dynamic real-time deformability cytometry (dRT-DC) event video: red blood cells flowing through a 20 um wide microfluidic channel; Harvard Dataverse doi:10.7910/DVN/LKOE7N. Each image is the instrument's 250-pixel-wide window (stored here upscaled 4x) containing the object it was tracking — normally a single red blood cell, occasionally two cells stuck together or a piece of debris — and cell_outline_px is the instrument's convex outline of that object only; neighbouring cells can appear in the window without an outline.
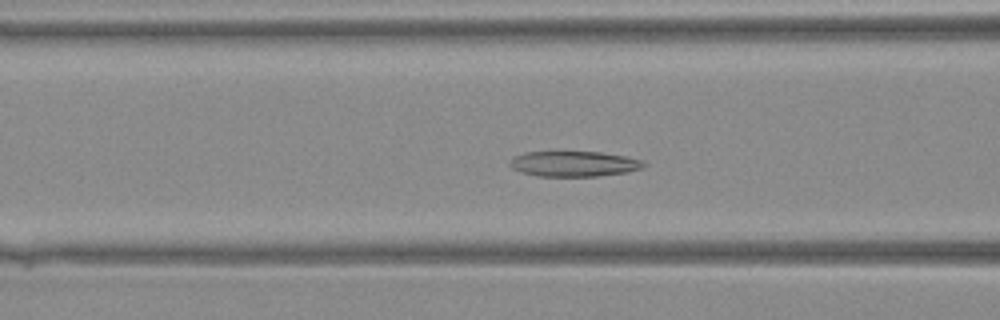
{"species": "Egyptian fruit bat (a non-hibernating species)", "species_latin": "Rousettus aegyptiacus", "temperature_condition": "warm", "stored_images_in_passage": 30, "camera_frame_rate_fps": 3000, "um_per_image_px": 0.085, "animal": {"sex": "female"}, "frame": {"image": 1, "passage_image": 4, "time_ms": 1.0, "image_size_px": [1000, 320], "cell_outline_px": [[648, 164], [640, 168], [628, 172], [596, 176], [540, 176], [520, 172], [512, 168], [508, 164], [508, 160], [512, 156], [524, 152], [600, 152], [624, 156], [644, 160]], "centroid_in_image_um": [48.75, 13.92], "position_along_channel_um": 117.9, "area_um2": 19.94}}
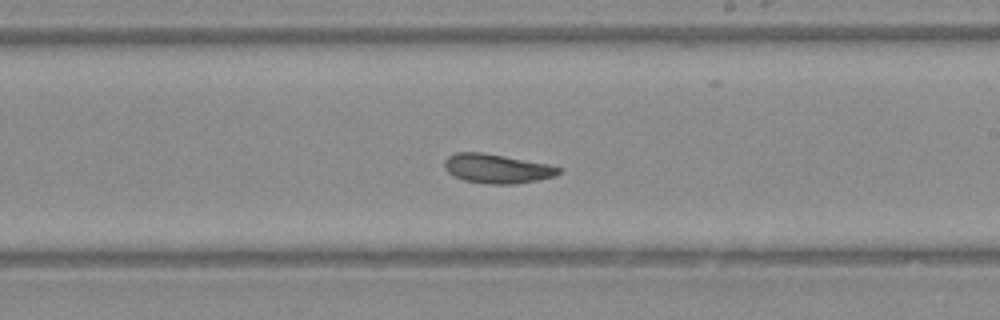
{"frame": {"image": 2, "passage_image": 12, "time_ms": 3.667, "image_size_px": [1000, 320], "cell_outline_px": [[560, 172], [556, 176], [516, 184], [488, 184], [464, 180], [448, 172], [444, 168], [444, 160], [448, 156], [456, 152], [484, 152], [548, 164], [560, 168]], "centroid_in_image_um": [42.22, 14.32], "position_along_channel_um": 246.8, "area_um2": 19.42}}
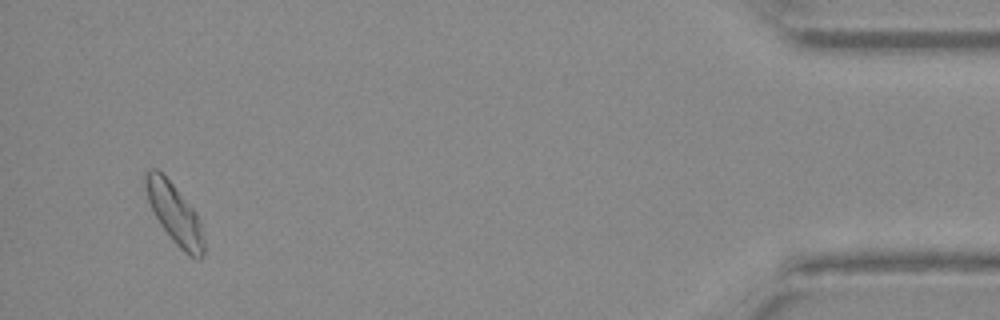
{"frame": {"image": 3, "passage_image": 27, "time_ms": 8.667, "image_size_px": [1000, 320], "cell_outline_px": [[204, 256], [200, 260], [196, 260], [188, 256], [172, 240], [160, 224], [148, 200], [144, 184], [144, 172], [148, 168], [156, 168], [172, 184], [196, 212], [200, 220], [204, 240]], "centroid_in_image_um": [14.85, 18.19], "position_along_channel_um": 420.3, "area_um2": 20.4}}